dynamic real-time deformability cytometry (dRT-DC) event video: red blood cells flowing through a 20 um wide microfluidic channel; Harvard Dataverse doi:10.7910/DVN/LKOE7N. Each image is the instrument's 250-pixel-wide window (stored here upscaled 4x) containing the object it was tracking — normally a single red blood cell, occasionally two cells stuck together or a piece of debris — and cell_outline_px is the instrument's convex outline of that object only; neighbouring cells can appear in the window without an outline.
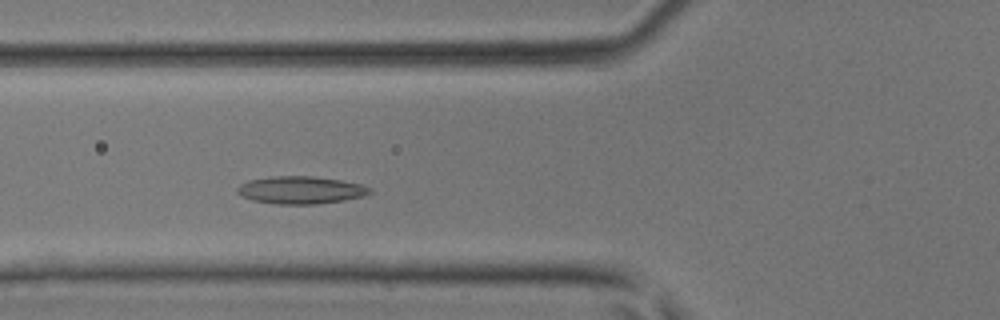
{"species": "common noctule bat (a hibernating species)", "species_latin": "Nyctalus noctula", "temperature_condition": "room temperature", "stored_images_in_passage": 38, "camera_frame_rate_fps": 3000, "um_per_image_px": 0.085, "animal": {"sex": "male", "body_mass_g": 17.9, "forearm_length_mm": 54.2}, "frame": {"image": 1, "passage_image": 11, "time_ms": 3.333, "image_size_px": [1000, 320], "cell_outline_px": [[372, 192], [364, 196], [344, 200], [316, 204], [276, 204], [252, 200], [240, 196], [236, 192], [236, 188], [240, 184], [248, 180], [272, 176], [312, 176], [340, 180], [360, 184], [372, 188]], "centroid_in_image_um": [25.53, 16.15], "position_along_channel_um": 100.3, "area_um2": 21.39}}
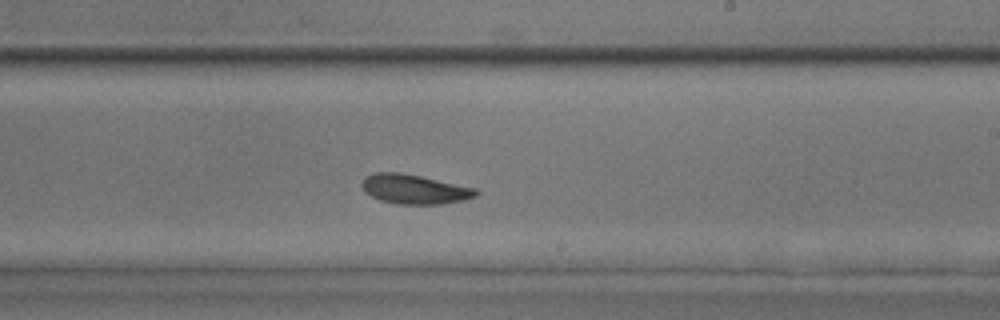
{"frame": {"image": 2, "passage_image": 21, "time_ms": 6.667, "image_size_px": [1000, 320], "cell_outline_px": [[480, 192], [476, 196], [464, 200], [440, 204], [396, 204], [380, 200], [364, 192], [360, 184], [364, 176], [372, 172], [400, 172], [420, 176], [476, 188]], "centroid_in_image_um": [35.19, 16.07], "position_along_channel_um": 253.8, "area_um2": 19.77}}
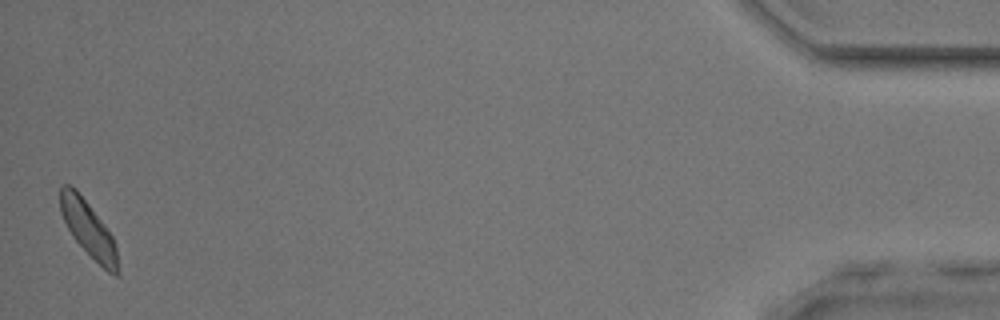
{"frame": {"image": 3, "passage_image": 38, "time_ms": 12.333, "image_size_px": [1000, 320], "cell_outline_px": [[120, 276], [116, 276], [108, 272], [72, 236], [60, 212], [60, 188], [64, 184], [68, 184], [76, 188], [104, 224], [112, 236], [116, 244], [120, 272]], "centroid_in_image_um": [7.54, 19.46], "position_along_channel_um": 427.7, "area_um2": 18.5}}